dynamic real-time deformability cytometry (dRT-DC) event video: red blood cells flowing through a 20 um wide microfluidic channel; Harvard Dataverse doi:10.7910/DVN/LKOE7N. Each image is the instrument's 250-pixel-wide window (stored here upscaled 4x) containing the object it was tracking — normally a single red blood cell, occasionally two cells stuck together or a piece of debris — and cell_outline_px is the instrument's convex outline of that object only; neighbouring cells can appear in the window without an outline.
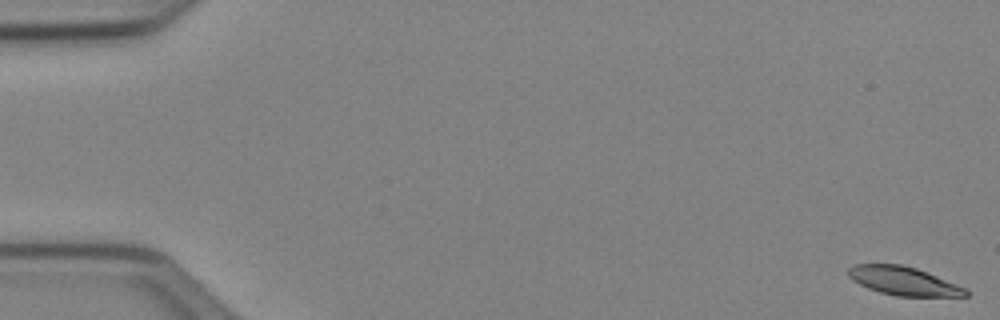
{"species": "Egyptian fruit bat (a non-hibernating species)", "species_latin": "Rousettus aegyptiacus", "temperature_condition": "cold", "stored_images_in_passage": 53, "camera_frame_rate_fps": 3000, "um_per_image_px": 0.085, "animal": {"sex": "female"}, "frame": {"image": 1, "passage_image": 1, "time_ms": 0.0, "image_size_px": [1000, 320], "cell_outline_px": [[968, 296], [896, 296], [880, 292], [868, 288], [852, 280], [848, 276], [848, 268], [856, 264], [900, 264], [916, 268], [968, 288]], "centroid_in_image_um": [76.81, 23.88], "position_along_channel_um": 8.2, "area_um2": 19.48}}
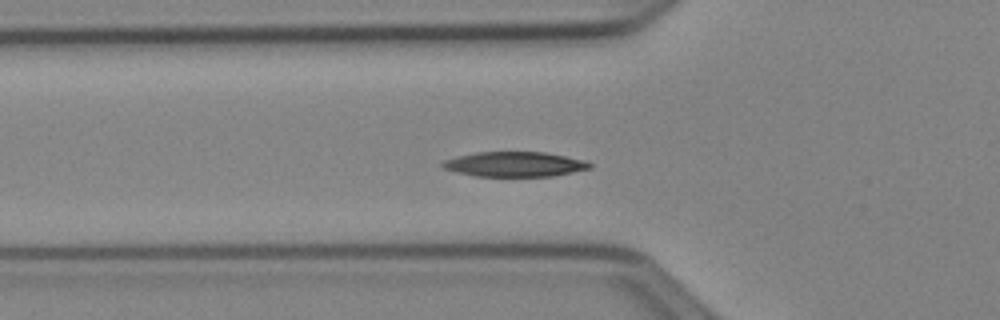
{"frame": {"image": 2, "passage_image": 19, "time_ms": 6.0, "image_size_px": [1000, 320], "cell_outline_px": [[592, 168], [552, 176], [476, 176], [456, 172], [444, 168], [440, 164], [444, 160], [456, 156], [476, 152], [544, 152], [584, 160], [592, 164]], "centroid_in_image_um": [43.72, 13.96], "position_along_channel_um": 82.1, "area_um2": 21.27}}
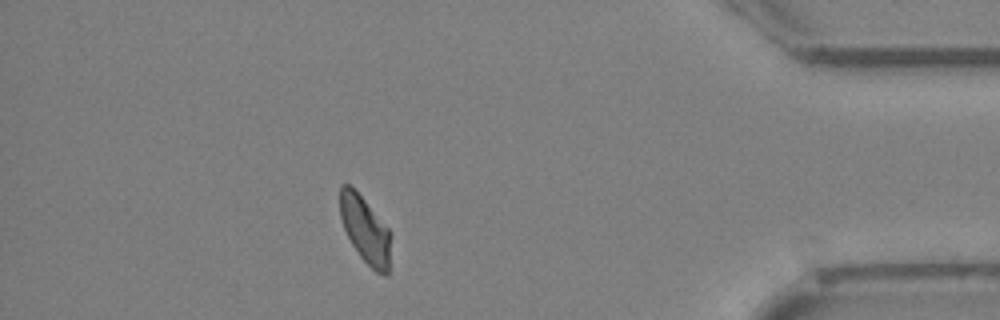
{"frame": {"image": 3, "passage_image": 47, "time_ms": 15.333, "image_size_px": [1000, 320], "cell_outline_px": [[392, 232], [388, 276], [384, 276], [376, 272], [360, 256], [352, 244], [344, 228], [340, 216], [340, 184], [348, 184], [364, 200]], "centroid_in_image_um": [31.07, 19.57], "position_along_channel_um": 404.1, "area_um2": 19.65}, "authors_computed_cell_mechanics": {"area_um2": 20.8658, "velocity_mm_per_s": 3.8879, "shape_relaxation_time_tau1_ms": 4.1703, "shape_relaxation_time_tau2_ms": null, "deformation_change_tau1": 0.1324, "deformation_change_tau2": null}}